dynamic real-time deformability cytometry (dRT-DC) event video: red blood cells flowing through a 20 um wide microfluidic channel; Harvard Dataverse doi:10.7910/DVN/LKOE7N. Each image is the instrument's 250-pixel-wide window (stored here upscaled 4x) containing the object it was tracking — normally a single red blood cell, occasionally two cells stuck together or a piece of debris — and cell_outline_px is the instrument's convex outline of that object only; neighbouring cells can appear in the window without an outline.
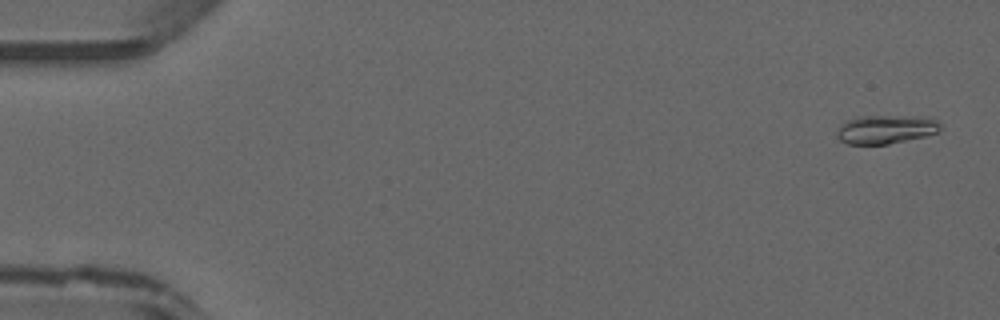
{"species": "common noctule bat (a hibernating species)", "species_latin": "Nyctalus noctula", "temperature_condition": "warm", "stored_images_in_passage": 11, "camera_frame_rate_fps": 3000, "um_per_image_px": 0.085, "animal": {"sex": "male", "forearm_length_mm": 52.5}, "frame": {"image": 1, "passage_image": 2, "time_ms": 0.333, "image_size_px": [1000, 320], "cell_outline_px": [[940, 128], [936, 132], [924, 136], [888, 144], [848, 144], [840, 140], [836, 136], [836, 132], [840, 124], [856, 116], [928, 116], [936, 120], [940, 124]], "centroid_in_image_um": [75.26, 10.98], "position_along_channel_um": 9.7, "area_um2": 17.34}}